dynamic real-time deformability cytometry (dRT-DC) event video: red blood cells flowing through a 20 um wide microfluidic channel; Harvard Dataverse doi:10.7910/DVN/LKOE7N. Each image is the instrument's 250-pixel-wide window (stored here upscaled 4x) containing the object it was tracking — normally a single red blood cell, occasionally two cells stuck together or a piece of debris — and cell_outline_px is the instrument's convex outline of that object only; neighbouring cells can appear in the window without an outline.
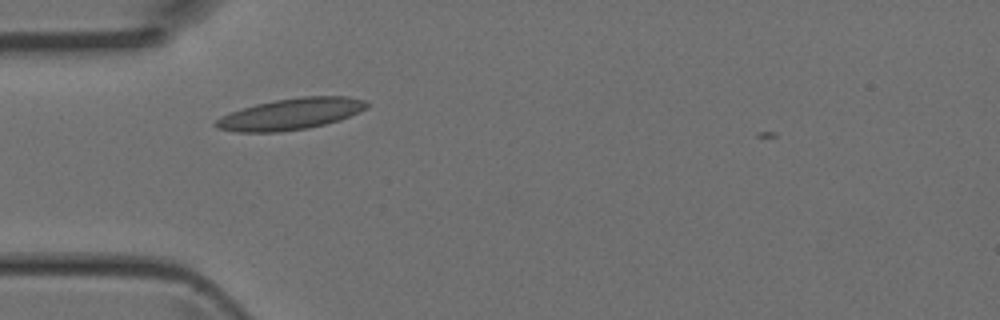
{"species": "Egyptian fruit bat (a non-hibernating species)", "species_latin": "Rousettus aegyptiacus", "temperature_condition": "room temperature", "stored_images_in_passage": 3, "camera_frame_rate_fps": 3000, "um_per_image_px": 0.085, "animal": {"sex": "female"}, "frame": {"image": 1, "passage_image": 1, "time_ms": 0.0, "image_size_px": [1000, 320], "cell_outline_px": [[368, 104], [360, 112], [340, 120], [308, 128], [280, 132], [236, 132], [216, 128], [212, 124], [220, 116], [256, 104], [276, 100], [304, 96], [348, 96], [364, 100]], "centroid_in_image_um": [24.69, 9.7], "position_along_channel_um": 60.3, "area_um2": 27.46}}
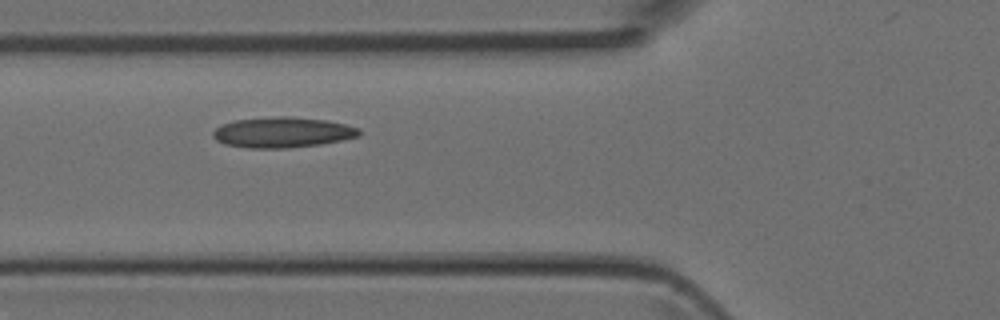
{"frame": {"image": 2, "passage_image": 2, "time_ms": 0.333, "image_size_px": [1000, 320], "cell_outline_px": [[364, 132], [360, 136], [320, 144], [288, 148], [252, 148], [224, 144], [216, 140], [212, 136], [212, 132], [220, 124], [236, 120], [272, 116], [292, 116], [328, 120], [360, 128]], "centroid_in_image_um": [24.03, 11.24], "position_along_channel_um": 101.8, "area_um2": 26.24}}
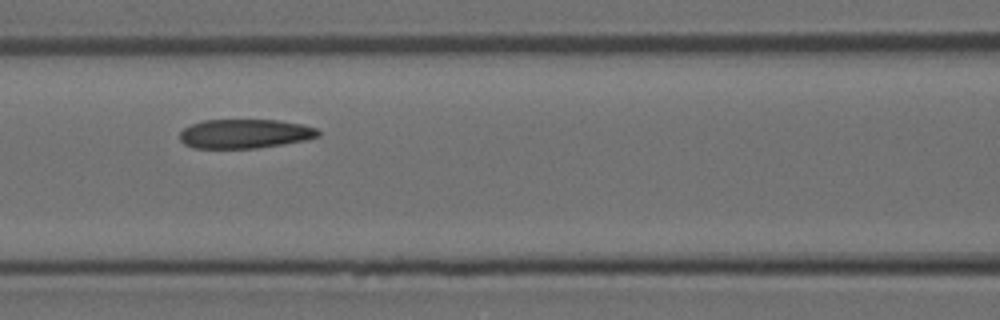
{"frame": {"image": 3, "passage_image": 3, "time_ms": 0.667, "image_size_px": [1000, 320], "cell_outline_px": [[320, 136], [304, 140], [256, 148], [192, 148], [184, 144], [180, 140], [180, 132], [184, 128], [192, 124], [204, 120], [280, 120], [300, 124], [316, 128], [320, 132]], "centroid_in_image_um": [20.78, 11.36], "position_along_channel_um": 145.8, "area_um2": 23.41}}